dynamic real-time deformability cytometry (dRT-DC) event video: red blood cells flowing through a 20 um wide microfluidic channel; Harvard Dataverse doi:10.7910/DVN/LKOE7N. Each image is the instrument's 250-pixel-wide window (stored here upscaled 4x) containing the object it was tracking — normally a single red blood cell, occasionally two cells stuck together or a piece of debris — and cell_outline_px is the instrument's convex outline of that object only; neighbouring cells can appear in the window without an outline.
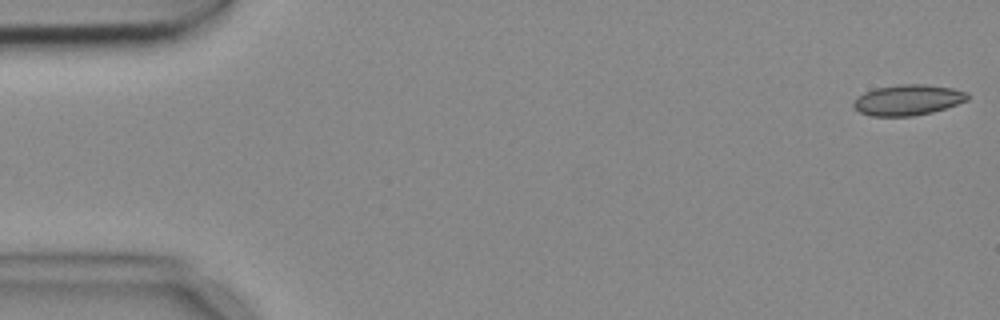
{"species": "common noctule bat (a hibernating species)", "species_latin": "Nyctalus noctula", "temperature_condition": "cold", "stored_images_in_passage": 5, "camera_frame_rate_fps": 3000, "um_per_image_px": 0.085, "animal": {"sex": "female", "body_mass_g": 18.4}, "frame": {"image": 1, "passage_image": 1, "time_ms": 0.0, "image_size_px": [1000, 320], "cell_outline_px": [[968, 100], [932, 112], [912, 116], [872, 116], [860, 112], [852, 108], [852, 104], [856, 96], [864, 92], [876, 88], [900, 84], [924, 84], [952, 88], [968, 92]], "centroid_in_image_um": [77.12, 8.49], "position_along_channel_um": 7.9, "area_um2": 20.4}}
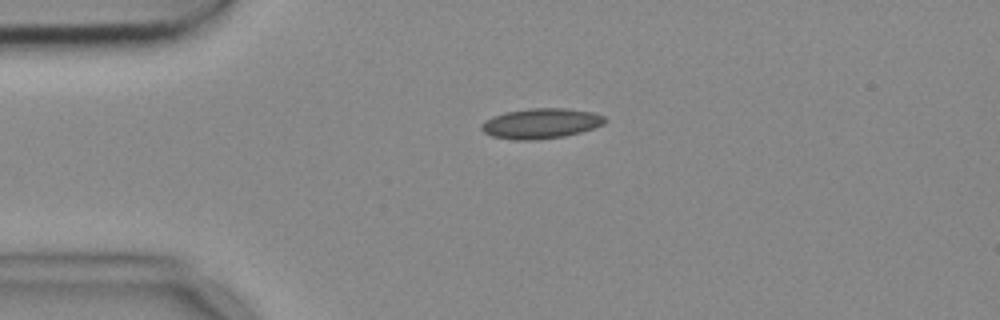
{"frame": {"image": 2, "passage_image": 4, "time_ms": 1.0, "image_size_px": [1000, 320], "cell_outline_px": [[608, 120], [604, 124], [580, 132], [564, 136], [536, 140], [512, 140], [492, 136], [484, 132], [480, 128], [492, 116], [504, 112], [532, 108], [564, 108], [592, 112], [604, 116]], "centroid_in_image_um": [45.99, 10.49], "position_along_channel_um": 39.0, "area_um2": 21.62}}